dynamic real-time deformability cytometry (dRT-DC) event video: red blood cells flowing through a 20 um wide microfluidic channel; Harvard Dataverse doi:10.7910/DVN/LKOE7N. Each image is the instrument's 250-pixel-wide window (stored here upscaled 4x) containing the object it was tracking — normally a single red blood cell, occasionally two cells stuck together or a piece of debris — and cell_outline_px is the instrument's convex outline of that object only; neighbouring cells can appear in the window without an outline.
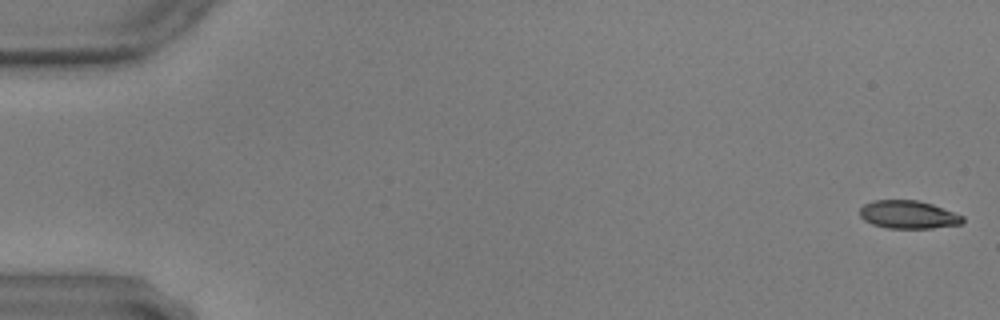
{"species": "common noctule bat (a hibernating species)", "species_latin": "Nyctalus noctula", "temperature_condition": "warm", "stored_images_in_passage": 59, "camera_frame_rate_fps": 3000, "um_per_image_px": 0.085, "animal": {"sex": "male", "body_mass_g": 17.9, "forearm_length_mm": 54.2}, "frame": {"image": 1, "passage_image": 2, "time_ms": 0.333, "image_size_px": [1000, 320], "cell_outline_px": [[964, 220], [960, 224], [932, 228], [888, 228], [872, 224], [864, 220], [860, 216], [860, 208], [864, 204], [872, 200], [916, 200], [932, 204], [964, 216]], "centroid_in_image_um": [77.18, 18.24], "position_along_channel_um": 7.8, "area_um2": 16.76}}
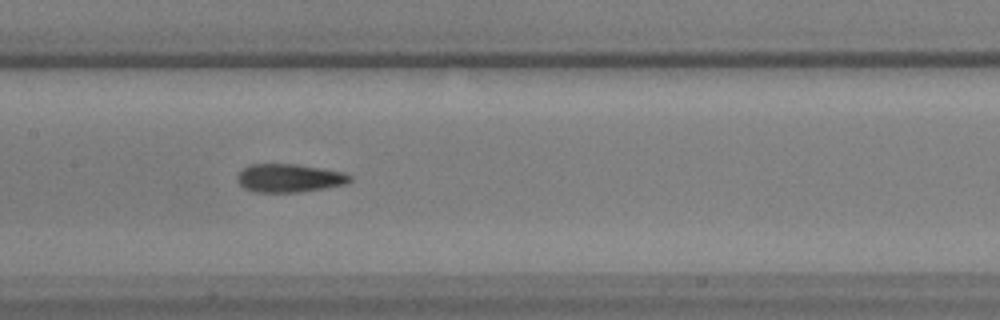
{"frame": {"image": 2, "passage_image": 30, "time_ms": 9.667, "image_size_px": [1000, 320], "cell_outline_px": [[352, 180], [344, 184], [324, 188], [296, 192], [252, 192], [244, 188], [236, 180], [236, 176], [248, 164], [296, 164], [344, 172], [352, 176]], "centroid_in_image_um": [24.55, 15.13], "position_along_channel_um": 182.8, "area_um2": 18.55}}
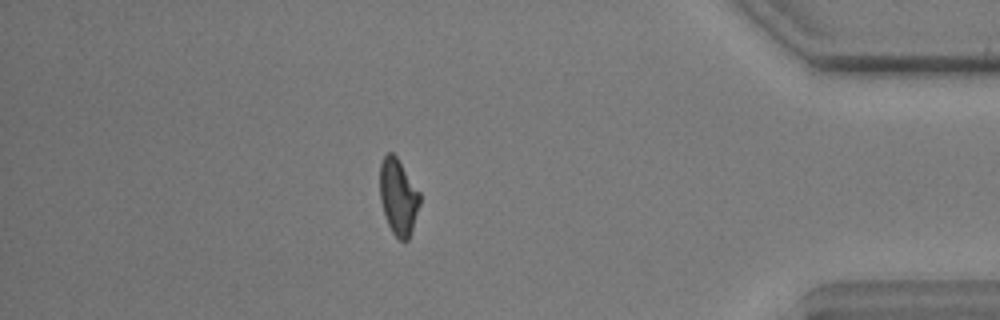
{"frame": {"image": 3, "passage_image": 52, "time_ms": 17.0, "image_size_px": [1000, 320], "cell_outline_px": [[420, 204], [408, 240], [400, 240], [392, 232], [388, 224], [380, 200], [380, 164], [384, 156], [388, 152], [392, 152], [396, 156], [420, 192]], "centroid_in_image_um": [33.85, 16.71], "position_along_channel_um": 401.4, "area_um2": 17.51}}